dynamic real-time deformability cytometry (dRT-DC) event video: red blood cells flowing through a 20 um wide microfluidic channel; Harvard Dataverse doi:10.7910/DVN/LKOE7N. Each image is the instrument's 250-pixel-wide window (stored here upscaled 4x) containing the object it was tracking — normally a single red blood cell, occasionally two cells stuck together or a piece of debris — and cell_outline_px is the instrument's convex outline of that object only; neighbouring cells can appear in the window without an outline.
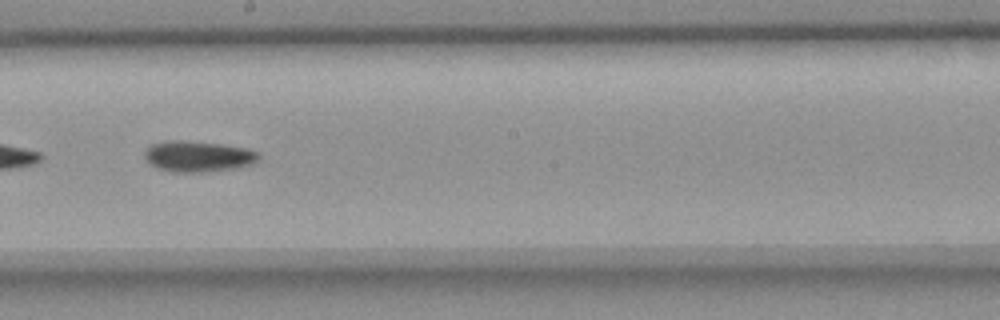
{"species": "common noctule bat (a hibernating species)", "species_latin": "Nyctalus noctula", "temperature_condition": "room temperature", "stored_images_in_passage": 47, "camera_frame_rate_fps": 3000, "um_per_image_px": 0.085, "animal": {"sex": "female", "body_mass_g": 18.4}, "frame": {"image": 1, "passage_image": 23, "time_ms": 7.333, "image_size_px": [1000, 320], "cell_outline_px": [[260, 156], [252, 164], [236, 168], [208, 172], [172, 172], [156, 168], [148, 164], [144, 156], [144, 148], [152, 144], [168, 140], [184, 140], [220, 144], [244, 148], [256, 152]], "centroid_in_image_um": [16.75, 13.3], "position_along_channel_um": 231.5, "area_um2": 20.69}}
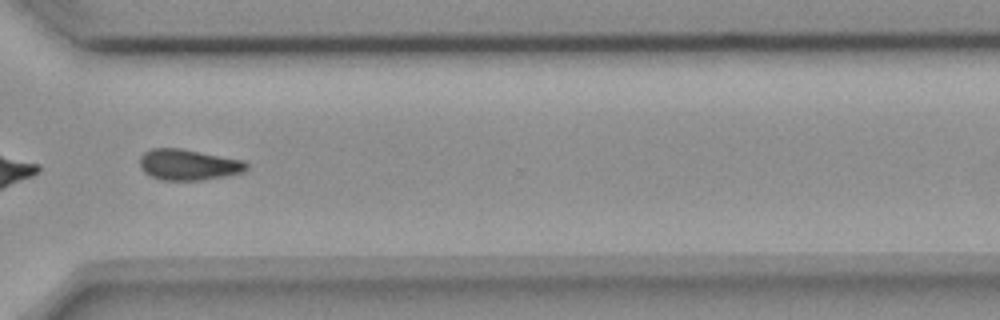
{"frame": {"image": 2, "passage_image": 33, "time_ms": 10.667, "image_size_px": [1000, 320], "cell_outline_px": [[248, 168], [244, 172], [224, 176], [200, 180], [160, 180], [148, 176], [140, 168], [140, 156], [144, 152], [152, 148], [180, 148], [244, 160], [248, 164]], "centroid_in_image_um": [15.99, 14.0], "position_along_channel_um": 354.6, "area_um2": 19.36}}
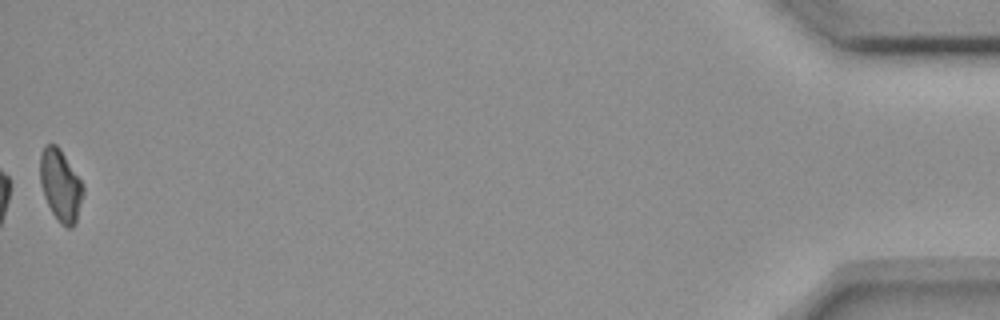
{"frame": {"image": 3, "passage_image": 47, "time_ms": 15.333, "image_size_px": [1000, 320], "cell_outline_px": [[84, 192], [76, 220], [72, 228], [68, 228], [60, 224], [52, 212], [44, 196], [40, 184], [40, 156], [44, 148], [48, 144], [56, 144], [60, 148], [84, 184]], "centroid_in_image_um": [5.16, 15.76], "position_along_channel_um": 430.0, "area_um2": 17.98}}